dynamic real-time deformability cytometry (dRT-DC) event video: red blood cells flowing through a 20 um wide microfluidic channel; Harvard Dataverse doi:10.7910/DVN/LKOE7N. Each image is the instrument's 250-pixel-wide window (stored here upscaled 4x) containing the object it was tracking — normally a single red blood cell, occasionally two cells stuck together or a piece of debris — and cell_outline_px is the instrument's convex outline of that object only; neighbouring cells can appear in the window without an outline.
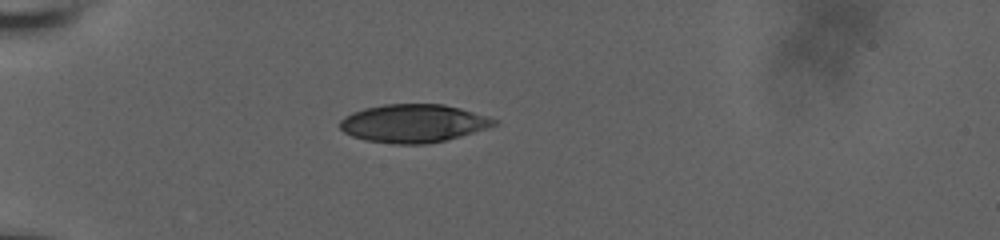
{"species": "human", "species_latin": "Homo sapiens", "temperature_condition": "room temperature", "stored_images_in_passage": 51, "camera_frame_rate_fps": 3000, "um_per_image_px": 0.085, "donor": {"sex": "male"}, "frame": {"image": 1, "passage_image": 1, "time_ms": 0.0, "image_size_px": [1000, 240], "cell_outline_px": [[500, 120], [496, 124], [488, 128], [444, 140], [428, 144], [392, 144], [364, 140], [352, 136], [344, 132], [340, 128], [340, 120], [344, 116], [352, 112], [364, 108], [384, 104], [444, 104], [460, 108]], "centroid_in_image_um": [35.11, 10.48], "position_along_channel_um": 49.9, "area_um2": 34.33}}
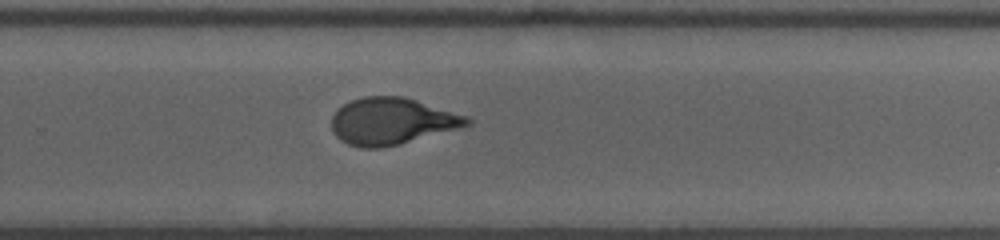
{"frame": {"image": 2, "passage_image": 23, "time_ms": 7.333, "image_size_px": [1000, 240], "cell_outline_px": [[472, 124], [396, 144], [380, 148], [360, 148], [348, 144], [340, 140], [332, 132], [332, 116], [336, 108], [352, 100], [364, 96], [400, 96], [416, 100], [468, 116], [472, 120]], "centroid_in_image_um": [33.25, 10.29], "position_along_channel_um": 296.5, "area_um2": 36.53}}
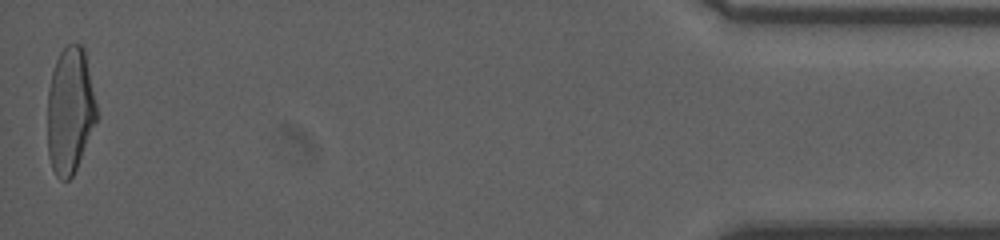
{"frame": {"image": 3, "passage_image": 51, "time_ms": 13.0, "image_size_px": [1000, 240], "cell_outline_px": [[100, 116], [76, 168], [72, 176], [68, 180], [60, 180], [56, 176], [52, 168], [48, 156], [48, 92], [52, 72], [56, 60], [60, 52], [68, 44], [80, 44], [84, 48]], "centroid_in_image_um": [5.98, 9.41], "position_along_channel_um": 429.2, "area_um2": 36.65}, "authors_computed_cell_mechanics": {"area_um2": 36.5296, "velocity_mm_per_s": 3.7682, "shape_relaxation_time_tau1_ms": 5.7339, "shape_relaxation_time_tau2_ms": 0.9029, "deformation_change_tau1": 0.2204, "deformation_change_tau2": 0.0687}}